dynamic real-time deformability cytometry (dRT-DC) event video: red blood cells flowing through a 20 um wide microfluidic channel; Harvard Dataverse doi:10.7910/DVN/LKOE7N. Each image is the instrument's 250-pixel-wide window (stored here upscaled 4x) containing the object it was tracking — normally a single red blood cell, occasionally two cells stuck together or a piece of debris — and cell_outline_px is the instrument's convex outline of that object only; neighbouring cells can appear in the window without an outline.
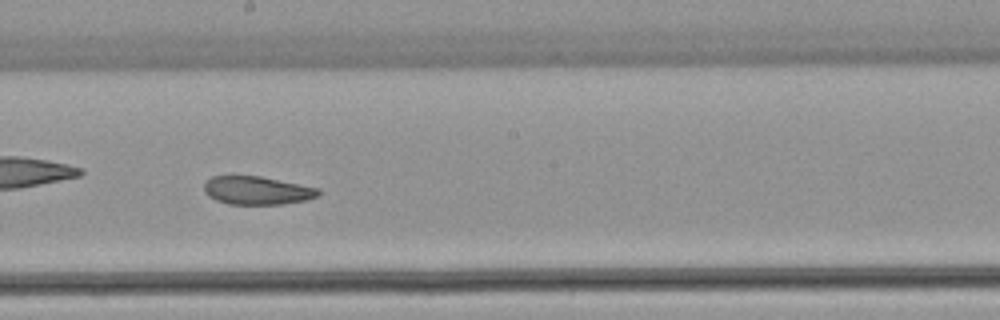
{"species": "common noctule bat (a hibernating species)", "species_latin": "Nyctalus noctula", "temperature_condition": "warm", "stored_images_in_passage": 54, "camera_frame_rate_fps": 3000, "um_per_image_px": 0.085, "animal": {"sex": "female", "body_mass_g": 22.7, "forearm_length_mm": 54.2}, "frame": {"image": 1, "passage_image": 31, "time_ms": 10.0, "image_size_px": [1000, 320], "cell_outline_px": [[320, 196], [308, 200], [284, 204], [228, 204], [216, 200], [208, 196], [204, 192], [204, 180], [212, 176], [260, 176], [320, 188]], "centroid_in_image_um": [21.86, 16.19], "position_along_channel_um": 226.3, "area_um2": 19.07}, "authors_computed_cell_mechanics": {"area_um2": 21.8484, "velocity_mm_per_s": 3.8957, "shape_relaxation_time_tau1_ms": null, "shape_relaxation_time_tau2_ms": 3.2385, "deformation_change_tau1": null, "deformation_change_tau2": 0.0921}}